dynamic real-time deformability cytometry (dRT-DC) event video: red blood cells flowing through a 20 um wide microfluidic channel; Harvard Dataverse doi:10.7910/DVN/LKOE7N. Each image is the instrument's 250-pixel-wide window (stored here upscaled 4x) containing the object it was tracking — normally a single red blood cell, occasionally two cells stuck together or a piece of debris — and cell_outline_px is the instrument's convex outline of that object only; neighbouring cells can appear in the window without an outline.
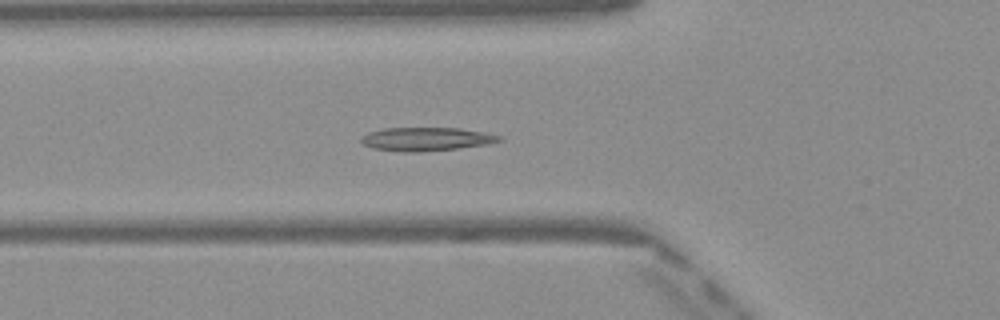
{"species": "Egyptian fruit bat (a non-hibernating species)", "species_latin": "Rousettus aegyptiacus", "temperature_condition": "warm", "stored_images_in_passage": 49, "camera_frame_rate_fps": 3000, "um_per_image_px": 0.085, "frame": {"image": 1, "passage_image": 17, "time_ms": 5.333, "image_size_px": [1000, 320], "cell_outline_px": [[504, 140], [488, 144], [460, 148], [420, 152], [404, 152], [372, 148], [364, 144], [360, 140], [360, 136], [368, 132], [384, 128], [460, 128], [504, 136]], "centroid_in_image_um": [36.25, 11.82], "position_along_channel_um": 89.6, "area_um2": 19.07}}
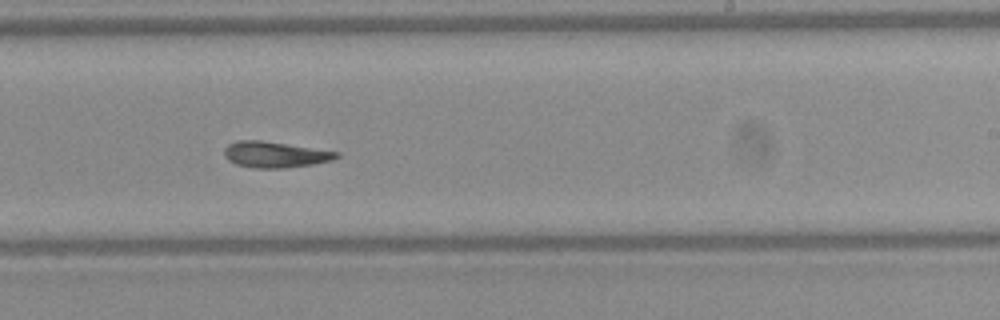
{"frame": {"image": 2, "passage_image": 30, "time_ms": 9.667, "image_size_px": [1000, 320], "cell_outline_px": [[340, 156], [332, 160], [312, 164], [284, 168], [252, 168], [236, 164], [228, 160], [224, 156], [224, 148], [228, 144], [236, 140], [260, 140], [340, 152]], "centroid_in_image_um": [23.34, 13.14], "position_along_channel_um": 265.7, "area_um2": 16.99}}
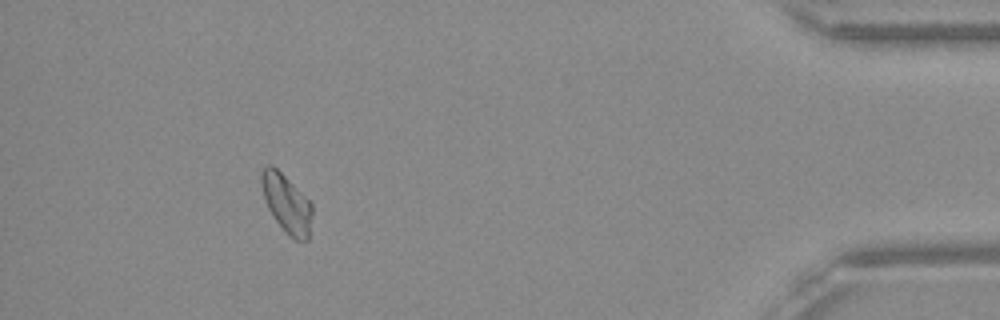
{"frame": {"image": 3, "passage_image": 45, "time_ms": 14.667, "image_size_px": [1000, 320], "cell_outline_px": [[312, 216], [308, 240], [296, 240], [288, 236], [276, 220], [268, 208], [260, 184], [260, 172], [268, 164], [272, 164], [312, 200]], "centroid_in_image_um": [24.38, 17.27], "position_along_channel_um": 410.8, "area_um2": 17.57}, "authors_computed_cell_mechanics": {"area_um2": 17.5134, "velocity_mm_per_s": 4.0541, "shape_relaxation_time_tau1_ms": null, "shape_relaxation_time_tau2_ms": 6.9272, "deformation_change_tau1": null, "deformation_change_tau2": 0.1249}}